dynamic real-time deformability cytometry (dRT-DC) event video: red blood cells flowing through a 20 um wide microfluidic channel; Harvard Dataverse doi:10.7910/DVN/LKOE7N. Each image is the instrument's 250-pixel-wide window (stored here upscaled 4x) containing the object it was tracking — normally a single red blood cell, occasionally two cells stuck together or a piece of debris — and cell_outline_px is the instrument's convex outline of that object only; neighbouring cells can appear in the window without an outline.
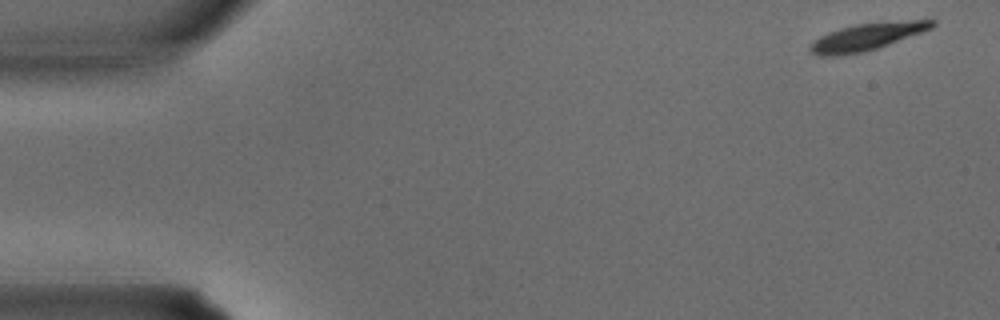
{"species": "common noctule bat (a hibernating species)", "species_latin": "Nyctalus noctula", "temperature_condition": "warm", "stored_images_in_passage": 34, "camera_frame_rate_fps": 3000, "um_per_image_px": 0.085, "animal": {"sex": "male", "body_mass_g": 15.6}, "frame": {"image": 1, "passage_image": 1, "time_ms": 0.0, "image_size_px": [1000, 320], "cell_outline_px": [[936, 24], [932, 28], [888, 44], [864, 52], [840, 56], [816, 56], [808, 48], [820, 36], [828, 32], [840, 28], [856, 24], [912, 20], [936, 20]], "centroid_in_image_um": [73.66, 3.13], "position_along_channel_um": 11.3, "area_um2": 19.02}}
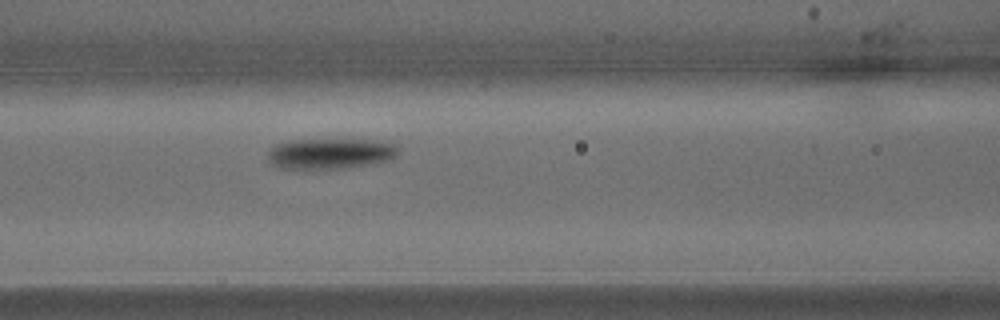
{"frame": {"image": 2, "passage_image": 14, "time_ms": 4.333, "image_size_px": [1000, 320], "cell_outline_px": [[400, 152], [392, 160], [372, 164], [348, 168], [280, 168], [272, 164], [268, 160], [268, 152], [276, 144], [288, 140], [360, 136], [396, 144], [400, 148]], "centroid_in_image_um": [28.2, 12.98], "position_along_channel_um": 138.4, "area_um2": 24.74}}
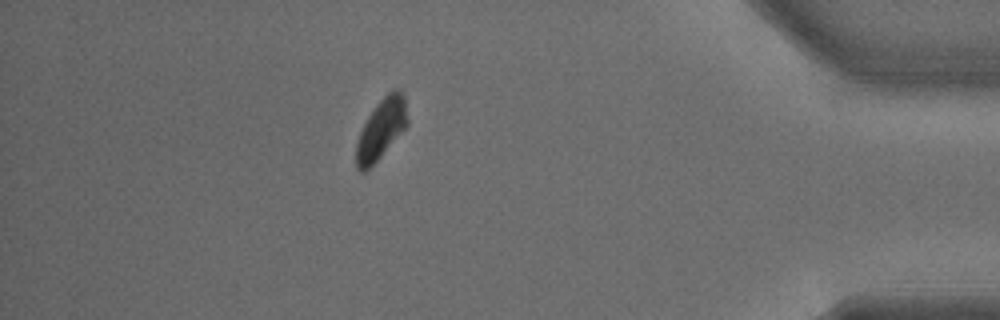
{"frame": {"image": 3, "passage_image": 30, "time_ms": 9.667, "image_size_px": [1000, 320], "cell_outline_px": [[408, 124], [380, 156], [364, 172], [360, 172], [356, 168], [356, 144], [360, 132], [368, 116], [376, 104], [392, 88], [400, 88], [404, 96], [408, 120]], "centroid_in_image_um": [32.4, 10.92], "position_along_channel_um": 402.8, "area_um2": 17.69}}